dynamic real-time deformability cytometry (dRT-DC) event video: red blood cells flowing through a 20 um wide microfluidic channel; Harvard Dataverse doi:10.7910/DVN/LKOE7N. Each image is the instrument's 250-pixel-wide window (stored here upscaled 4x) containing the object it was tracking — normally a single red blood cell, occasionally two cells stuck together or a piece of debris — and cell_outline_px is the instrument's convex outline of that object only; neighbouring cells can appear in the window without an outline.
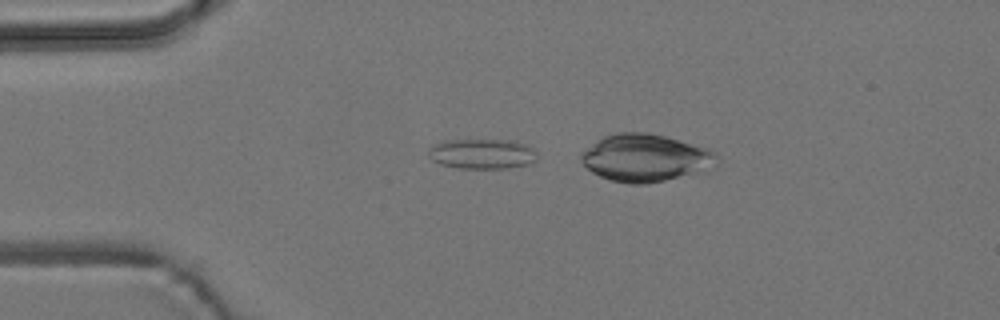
{"species": "common noctule bat (a hibernating species)", "species_latin": "Nyctalus noctula", "temperature_condition": "room temperature", "stored_images_in_passage": 7, "segment_of_instrument_passage": [1, 2], "camera_frame_rate_fps": 3000, "um_per_image_px": 0.085, "animal": {"sex": "male", "body_mass_g": 19.2, "forearm_length_mm": 51.8}, "frame": {"image": 1, "passage_image": 3, "time_ms": 2.333, "image_size_px": [1000, 320], "cell_outline_px": [[536, 160], [532, 164], [508, 168], [460, 168], [440, 164], [432, 160], [428, 156], [428, 148], [432, 144], [444, 140], [508, 140], [528, 144], [536, 152]], "centroid_in_image_um": [40.97, 13.07], "position_along_channel_um": 44.0, "area_um2": 19.31}}